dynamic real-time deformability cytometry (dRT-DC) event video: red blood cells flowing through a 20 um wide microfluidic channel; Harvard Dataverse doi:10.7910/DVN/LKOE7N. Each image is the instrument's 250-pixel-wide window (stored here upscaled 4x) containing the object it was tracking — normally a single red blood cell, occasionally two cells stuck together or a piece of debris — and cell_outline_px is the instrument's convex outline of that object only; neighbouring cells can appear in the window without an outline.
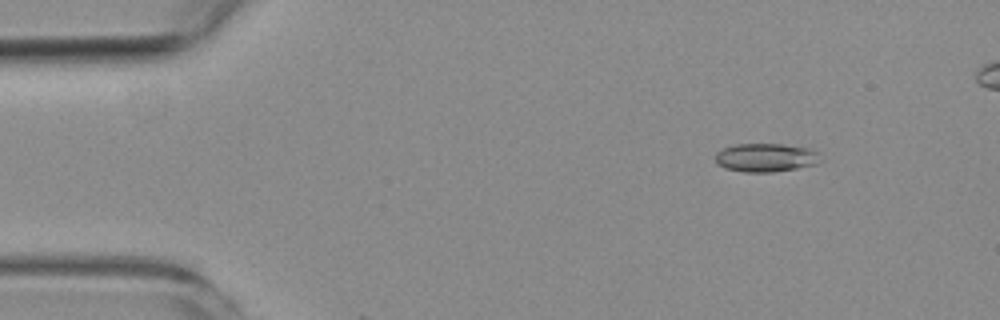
{"species": "common noctule bat (a hibernating species)", "species_latin": "Nyctalus noctula", "temperature_condition": "room temperature", "stored_images_in_passage": 6, "camera_frame_rate_fps": 3000, "um_per_image_px": 0.085, "animal": {"sex": "female", "body_mass_g": 19.3, "forearm_length_mm": 54.1}, "frame": {"image": 1, "passage_image": 2, "time_ms": 1.333, "image_size_px": [1000, 320], "cell_outline_px": [[824, 160], [820, 164], [772, 172], [744, 172], [724, 168], [716, 164], [716, 152], [724, 148], [736, 144], [784, 144], [808, 148], [820, 152]], "centroid_in_image_um": [65.16, 13.4], "position_along_channel_um": 19.8, "area_um2": 17.8}}
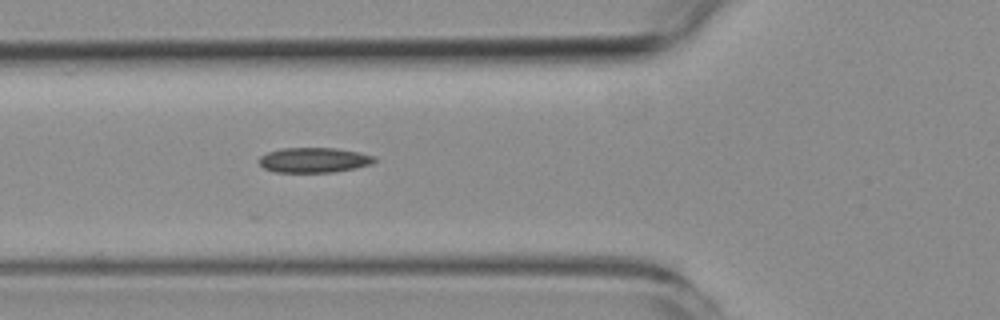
{"frame": {"image": 2, "passage_image": 6, "time_ms": 5.667, "image_size_px": [1000, 320], "cell_outline_px": [[376, 160], [372, 164], [356, 168], [336, 172], [272, 172], [264, 168], [260, 164], [260, 156], [268, 152], [284, 148], [336, 148], [360, 152], [376, 156]], "centroid_in_image_um": [26.73, 13.61], "position_along_channel_um": 99.1, "area_um2": 16.94}}